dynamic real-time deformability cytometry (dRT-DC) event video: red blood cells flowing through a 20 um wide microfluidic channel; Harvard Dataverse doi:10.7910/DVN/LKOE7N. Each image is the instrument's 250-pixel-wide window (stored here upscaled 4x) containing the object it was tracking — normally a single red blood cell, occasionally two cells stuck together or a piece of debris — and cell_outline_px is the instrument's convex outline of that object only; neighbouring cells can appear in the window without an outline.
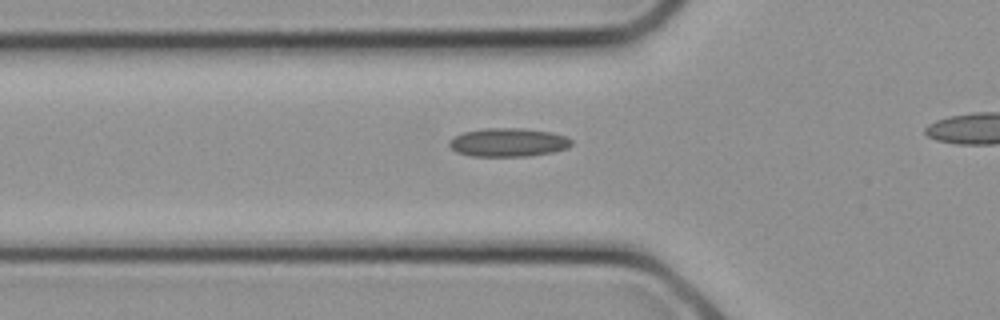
{"species": "common noctule bat (a hibernating species)", "species_latin": "Nyctalus noctula", "temperature_condition": "cold", "stored_images_in_passage": 15, "camera_frame_rate_fps": 3000, "um_per_image_px": 0.085, "animal": {"sex": "female", "body_mass_g": 21.9}, "frame": {"image": 1, "passage_image": 7, "time_ms": 2.0, "image_size_px": [1000, 320], "cell_outline_px": [[572, 144], [568, 148], [552, 152], [528, 156], [472, 156], [456, 152], [448, 144], [448, 140], [452, 136], [464, 132], [484, 128], [520, 128], [552, 132], [568, 136], [572, 140]], "centroid_in_image_um": [43.2, 12.09], "position_along_channel_um": 82.6, "area_um2": 20.52}}
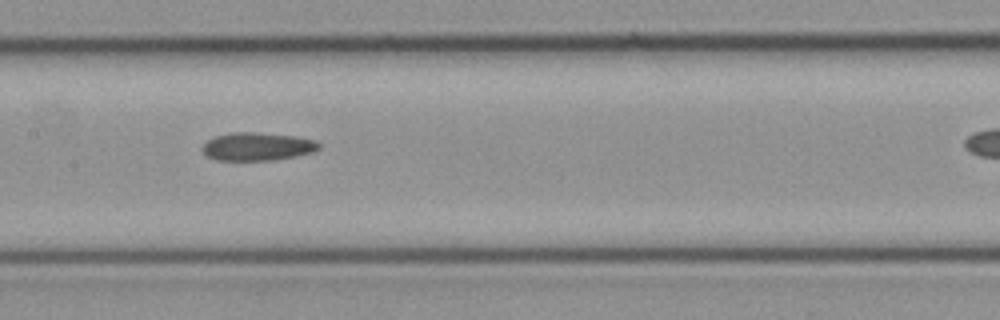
{"frame": {"image": 2, "passage_image": 11, "time_ms": 3.333, "image_size_px": [1000, 320], "cell_outline_px": [[320, 148], [312, 152], [296, 156], [272, 160], [216, 160], [208, 156], [200, 148], [208, 140], [216, 136], [232, 132], [252, 132], [292, 136], [316, 140], [320, 144]], "centroid_in_image_um": [21.87, 12.46], "position_along_channel_um": 185.5, "area_um2": 18.9}}
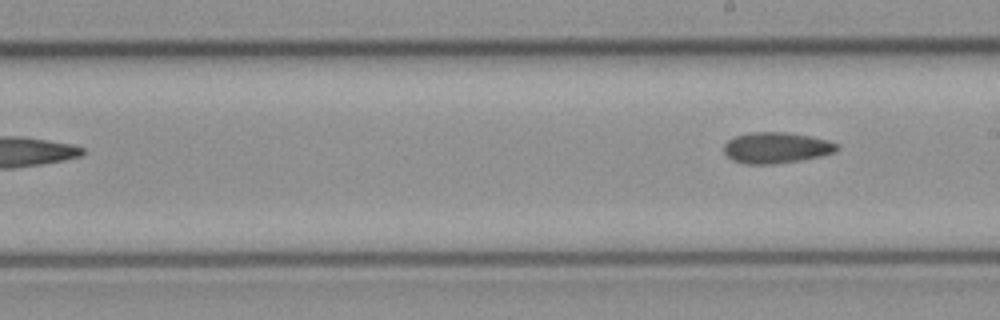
{"frame": {"image": 3, "passage_image": 15, "time_ms": 4.667, "image_size_px": [1000, 320], "cell_outline_px": [[840, 148], [836, 152], [820, 156], [800, 160], [772, 164], [744, 164], [732, 160], [724, 152], [724, 144], [728, 140], [736, 136], [752, 132], [788, 132], [812, 136], [828, 140], [836, 144]], "centroid_in_image_um": [65.99, 12.55], "position_along_channel_um": 223.0, "area_um2": 20.46}}